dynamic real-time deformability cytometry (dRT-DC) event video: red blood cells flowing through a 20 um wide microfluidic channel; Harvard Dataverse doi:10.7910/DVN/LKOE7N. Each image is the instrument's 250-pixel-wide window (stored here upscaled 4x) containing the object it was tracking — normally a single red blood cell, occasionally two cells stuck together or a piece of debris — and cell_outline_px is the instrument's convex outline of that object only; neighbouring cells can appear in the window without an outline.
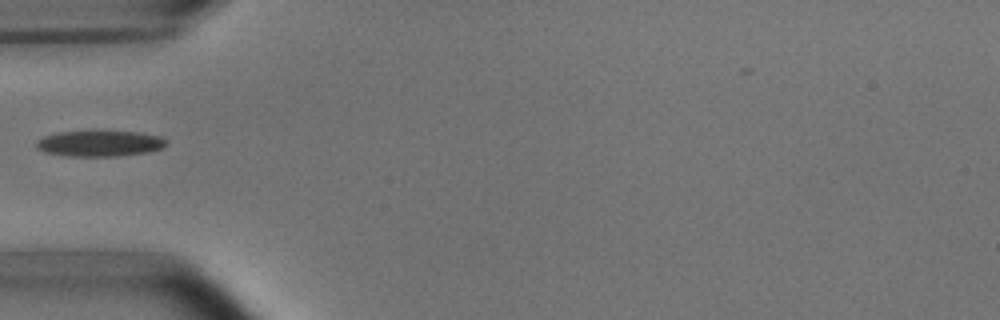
{"species": "common noctule bat (a hibernating species)", "species_latin": "Nyctalus noctula", "temperature_condition": "room temperature", "stored_images_in_passage": 4, "camera_frame_rate_fps": 3000, "um_per_image_px": 0.085, "animal": {"sex": "male", "body_mass_g": 15.6}, "frame": {"image": 1, "passage_image": 4, "time_ms": 3.667, "image_size_px": [1000, 320], "cell_outline_px": [[164, 148], [148, 152], [120, 156], [68, 156], [44, 152], [36, 148], [36, 140], [44, 136], [56, 132], [100, 128], [140, 132], [160, 136], [164, 140]], "centroid_in_image_um": [8.44, 12.14], "position_along_channel_um": 76.6, "area_um2": 20.63}}